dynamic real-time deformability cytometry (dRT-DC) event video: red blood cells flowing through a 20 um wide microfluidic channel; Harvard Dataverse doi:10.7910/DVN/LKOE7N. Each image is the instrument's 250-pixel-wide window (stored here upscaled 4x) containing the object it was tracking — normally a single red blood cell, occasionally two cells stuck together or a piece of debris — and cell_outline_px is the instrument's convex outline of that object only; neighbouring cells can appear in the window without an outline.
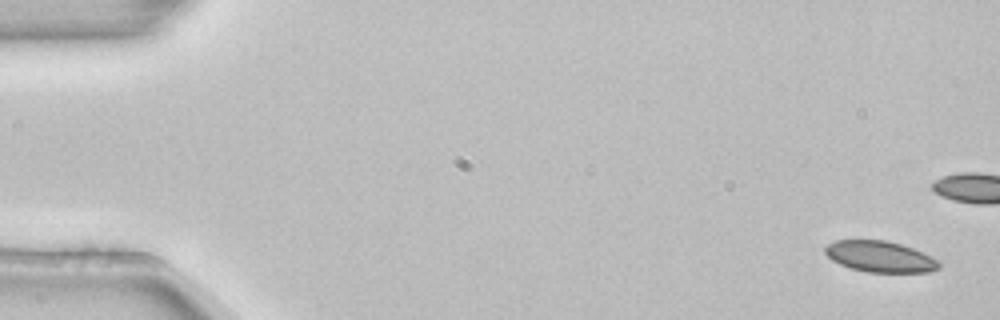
{"species": "common noctule bat (a hibernating species)", "species_latin": "Nyctalus noctula", "temperature_condition": "room temperature", "stored_images_in_passage": 5, "camera_frame_rate_fps": 3000, "um_per_image_px": 0.085, "animal": {"sex": "female", "body_mass_g": 22.7, "forearm_length_mm": 54.2}, "frame": {"image": 1, "passage_image": 1, "time_ms": 0.0, "image_size_px": [1000, 320], "cell_outline_px": [[940, 268], [928, 272], [868, 272], [852, 268], [840, 264], [832, 260], [824, 252], [824, 248], [828, 244], [836, 240], [884, 240], [900, 244], [912, 248], [932, 256], [940, 260]], "centroid_in_image_um": [74.82, 21.81], "position_along_channel_um": 10.2, "area_um2": 20.58}}
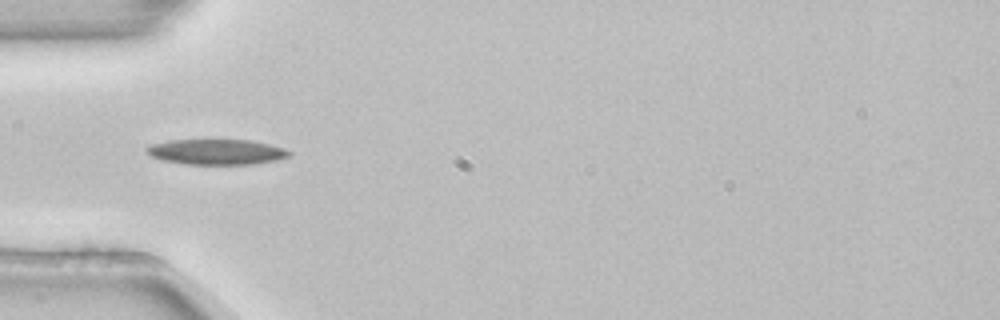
{"frame": {"image": 2, "passage_image": 5, "time_ms": 1.333, "image_size_px": [1000, 320], "cell_outline_px": [[292, 152], [288, 156], [276, 160], [252, 164], [188, 164], [164, 160], [152, 156], [144, 152], [144, 148], [152, 144], [172, 140], [252, 140], [284, 148]], "centroid_in_image_um": [18.39, 12.9], "position_along_channel_um": 66.6, "area_um2": 20.92}}